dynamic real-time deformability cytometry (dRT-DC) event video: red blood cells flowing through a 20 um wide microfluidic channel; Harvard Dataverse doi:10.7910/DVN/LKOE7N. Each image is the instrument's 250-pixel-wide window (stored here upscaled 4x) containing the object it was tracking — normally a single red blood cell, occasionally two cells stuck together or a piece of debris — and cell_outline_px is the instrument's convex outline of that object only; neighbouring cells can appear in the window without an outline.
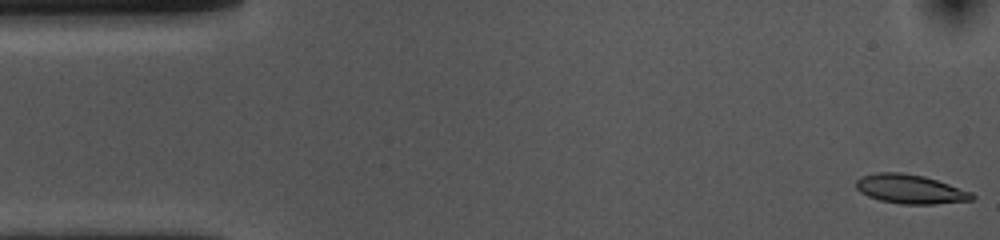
{"species": "common noctule bat (a hibernating species)", "species_latin": "Nyctalus noctula", "temperature_condition": "cold", "stored_images_in_passage": 53, "camera_frame_rate_fps": 3000, "um_per_image_px": 0.085, "animal": {"sex": "female", "body_mass_g": 10.0, "forearm_length_mm": 53.1}, "frame": {"image": 1, "passage_image": 1, "time_ms": 0.0, "image_size_px": [1000, 240], "cell_outline_px": [[976, 196], [972, 200], [932, 204], [900, 204], [880, 200], [868, 196], [860, 192], [856, 188], [856, 180], [860, 176], [876, 172], [900, 172], [924, 176], [972, 192]], "centroid_in_image_um": [77.34, 16.07], "position_along_channel_um": 7.7, "area_um2": 19.65}}
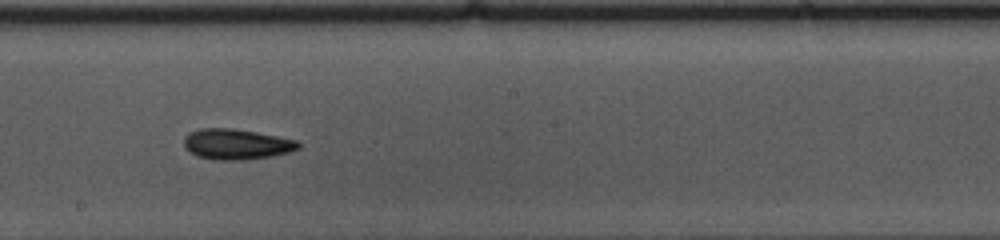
{"frame": {"image": 2, "passage_image": 28, "time_ms": 9.0, "image_size_px": [1000, 240], "cell_outline_px": [[300, 148], [288, 152], [272, 156], [248, 160], [212, 160], [196, 156], [184, 148], [184, 136], [188, 132], [200, 128], [232, 128], [256, 132], [296, 140], [300, 144]], "centroid_in_image_um": [20.05, 12.26], "position_along_channel_um": 228.2, "area_um2": 20.58}}
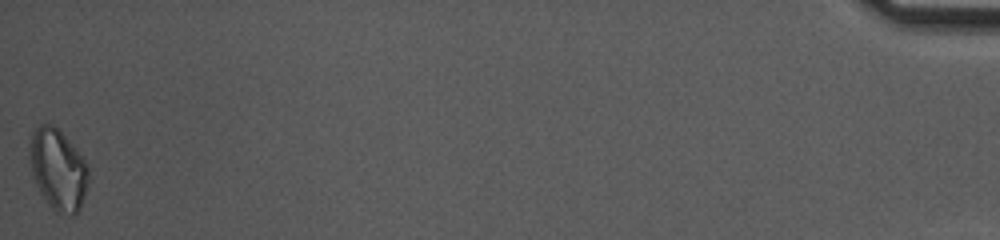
{"frame": {"image": 3, "passage_image": 53, "time_ms": 17.333, "image_size_px": [1000, 240], "cell_outline_px": [[88, 184], [80, 208], [76, 216], [72, 216], [56, 212], [48, 204], [40, 192], [36, 184], [32, 172], [28, 156], [28, 144], [32, 132], [40, 124], [52, 124], [72, 144], [84, 160], [88, 168]], "centroid_in_image_um": [4.91, 14.42], "position_along_channel_um": 430.3, "area_um2": 27.8}, "authors_computed_cell_mechanics": {"area_um2": 19.652, "velocity_mm_per_s": 3.6725, "shape_relaxation_time_tau1_ms": 6.3021, "shape_relaxation_time_tau2_ms": 8.2562, "deformation_change_tau1": 0.1226, "deformation_change_tau2": 0.1549}}